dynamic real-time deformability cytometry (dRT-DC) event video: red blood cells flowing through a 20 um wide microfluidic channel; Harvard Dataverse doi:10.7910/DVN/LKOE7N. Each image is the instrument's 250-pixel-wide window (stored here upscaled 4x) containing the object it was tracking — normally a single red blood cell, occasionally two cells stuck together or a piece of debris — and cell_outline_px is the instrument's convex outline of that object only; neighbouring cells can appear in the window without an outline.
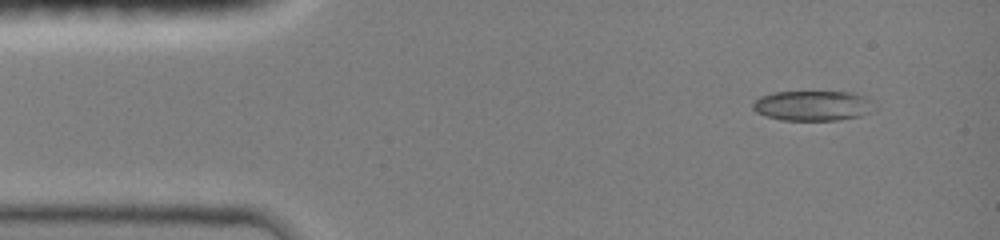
{"species": "common noctule bat (a hibernating species)", "species_latin": "Nyctalus noctula", "temperature_condition": "room temperature", "stored_images_in_passage": 8, "camera_frame_rate_fps": 3000, "um_per_image_px": 0.085, "animal": {"sex": "female", "body_mass_g": 19.0, "forearm_length_mm": 51.5}, "frame": {"image": 1, "passage_image": 1, "time_ms": 0.0, "image_size_px": [1000, 240], "cell_outline_px": [[872, 100], [868, 112], [860, 116], [836, 120], [780, 120], [756, 112], [752, 108], [752, 104], [760, 96], [772, 92], [852, 92], [864, 96]], "centroid_in_image_um": [69.02, 8.98], "position_along_channel_um": 16.0, "area_um2": 21.04}}
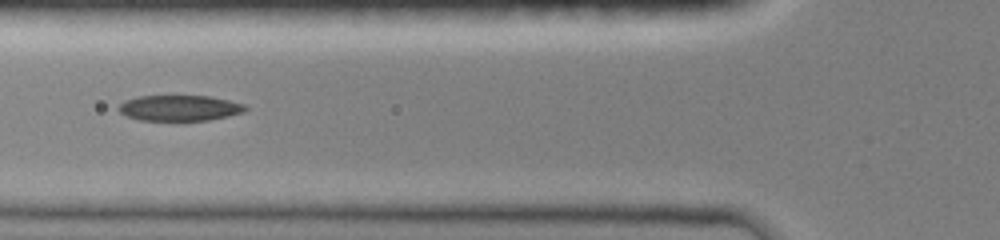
{"frame": {"image": 2, "passage_image": 6, "time_ms": 1.667, "image_size_px": [1000, 240], "cell_outline_px": [[248, 108], [244, 112], [228, 116], [208, 120], [140, 120], [128, 116], [120, 112], [116, 108], [124, 100], [140, 96], [212, 96], [244, 104]], "centroid_in_image_um": [15.27, 9.17], "position_along_channel_um": 110.5, "area_um2": 18.9}}
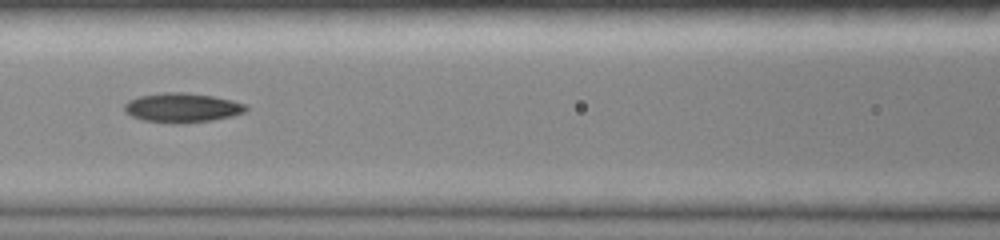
{"frame": {"image": 3, "passage_image": 7, "time_ms": 2.0, "image_size_px": [1000, 240], "cell_outline_px": [[248, 108], [244, 112], [232, 116], [212, 120], [176, 124], [144, 120], [132, 116], [124, 112], [124, 104], [128, 100], [140, 96], [164, 92], [184, 92], [212, 96], [232, 100], [244, 104]], "centroid_in_image_um": [15.46, 9.15], "position_along_channel_um": 151.1, "area_um2": 20.75}}